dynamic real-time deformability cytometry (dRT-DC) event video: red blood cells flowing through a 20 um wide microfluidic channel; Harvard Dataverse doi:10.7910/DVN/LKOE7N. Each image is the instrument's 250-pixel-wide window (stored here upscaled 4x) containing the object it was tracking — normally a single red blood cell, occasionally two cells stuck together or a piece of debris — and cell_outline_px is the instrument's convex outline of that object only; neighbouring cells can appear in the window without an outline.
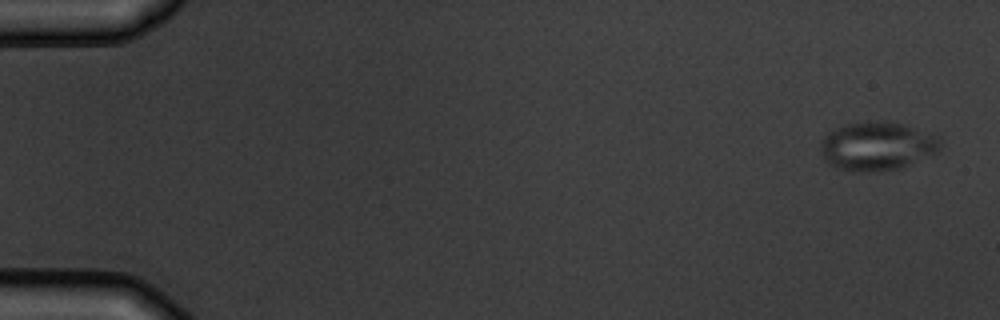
{"species": "common noctule bat (a hibernating species)", "species_latin": "Nyctalus noctula", "temperature_condition": "warm", "stored_images_in_passage": 10, "camera_frame_rate_fps": 3000, "um_per_image_px": 0.085, "animal": {"sex": "male", "body_mass_g": 19.5, "forearm_length_mm": 54.6}, "frame": {"image": 1, "passage_image": 1, "time_ms": 0.0, "image_size_px": [1000, 320], "cell_outline_px": [[944, 144], [940, 152], [900, 168], [880, 172], [860, 172], [840, 168], [828, 164], [824, 160], [820, 152], [820, 144], [824, 136], [828, 132], [844, 124], [876, 120], [888, 120], [940, 136]], "centroid_in_image_um": [74.59, 12.42], "position_along_channel_um": 10.4, "area_um2": 34.62}}
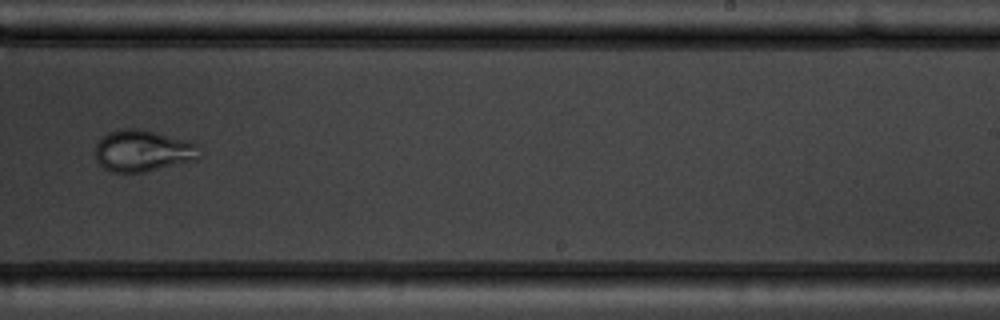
{"frame": {"image": 2, "passage_image": 10, "time_ms": 11.0, "image_size_px": [1000, 320], "cell_outline_px": [[200, 156], [196, 160], [144, 172], [112, 172], [104, 168], [96, 160], [96, 144], [108, 132], [120, 128], [136, 128], [156, 132], [200, 144]], "centroid_in_image_um": [12.16, 12.81], "position_along_channel_um": 276.8, "area_um2": 25.32}}